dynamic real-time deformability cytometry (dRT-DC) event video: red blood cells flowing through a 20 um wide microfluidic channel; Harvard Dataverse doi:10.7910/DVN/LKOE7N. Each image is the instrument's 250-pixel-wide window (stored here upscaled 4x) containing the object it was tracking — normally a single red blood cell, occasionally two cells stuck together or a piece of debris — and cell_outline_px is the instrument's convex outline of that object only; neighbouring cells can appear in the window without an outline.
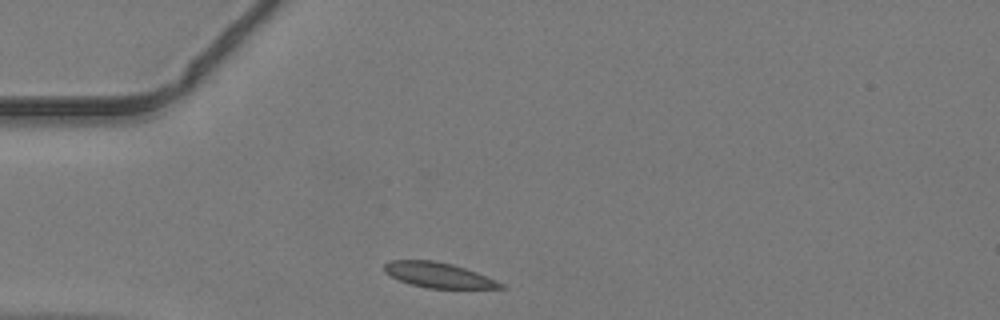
{"species": "common noctule bat (a hibernating species)", "species_latin": "Nyctalus noctula", "temperature_condition": "warm", "stored_images_in_passage": 35, "camera_frame_rate_fps": 3000, "um_per_image_px": 0.085, "animal": {"sex": "male", "body_mass_g": 19.2, "forearm_length_mm": 51.8}, "frame": {"image": 1, "passage_image": 1, "time_ms": 0.0, "image_size_px": [1000, 320], "cell_outline_px": [[504, 288], [428, 288], [408, 284], [384, 272], [384, 264], [388, 260], [432, 260], [452, 264], [476, 272], [496, 280], [504, 284]], "centroid_in_image_um": [37.23, 23.37], "position_along_channel_um": 47.8, "area_um2": 16.94}}
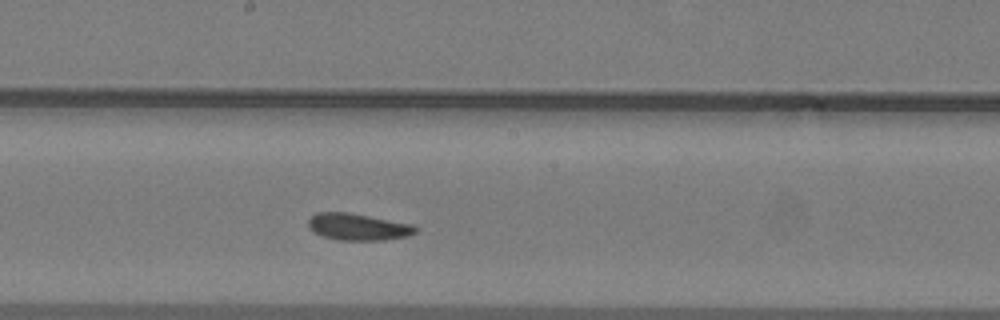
{"frame": {"image": 2, "passage_image": 14, "time_ms": 4.333, "image_size_px": [1000, 320], "cell_outline_px": [[416, 232], [408, 236], [384, 240], [336, 240], [320, 236], [312, 232], [308, 228], [308, 220], [316, 212], [348, 212], [412, 224], [416, 228]], "centroid_in_image_um": [30.37, 19.29], "position_along_channel_um": 217.8, "area_um2": 16.88}}
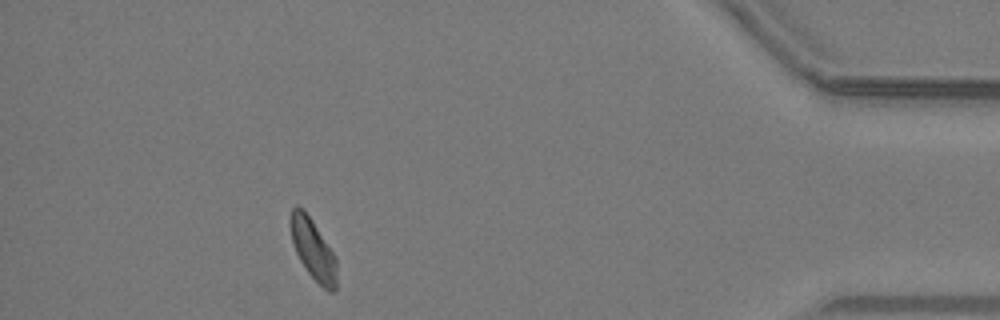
{"frame": {"image": 3, "passage_image": 31, "time_ms": 10.0, "image_size_px": [1000, 320], "cell_outline_px": [[336, 292], [332, 292], [324, 288], [308, 272], [300, 260], [296, 252], [292, 240], [288, 220], [292, 208], [296, 204], [304, 208], [336, 256]], "centroid_in_image_um": [26.59, 21.13], "position_along_channel_um": 408.6, "area_um2": 16.42}}